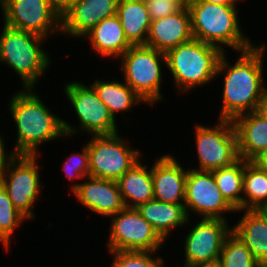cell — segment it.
Instances as JSON below:
<instances>
[{
    "label": "cell",
    "instance_id": "obj_10",
    "mask_svg": "<svg viewBox=\"0 0 267 267\" xmlns=\"http://www.w3.org/2000/svg\"><path fill=\"white\" fill-rule=\"evenodd\" d=\"M195 147L198 166L191 169L212 171L232 165L239 159L237 134L232 120L218 119L214 127L196 123Z\"/></svg>",
    "mask_w": 267,
    "mask_h": 267
},
{
    "label": "cell",
    "instance_id": "obj_25",
    "mask_svg": "<svg viewBox=\"0 0 267 267\" xmlns=\"http://www.w3.org/2000/svg\"><path fill=\"white\" fill-rule=\"evenodd\" d=\"M91 86L100 100L108 107L115 120H117V114L131 111L139 103H146L128 84L121 80L112 78V81H109L96 78Z\"/></svg>",
    "mask_w": 267,
    "mask_h": 267
},
{
    "label": "cell",
    "instance_id": "obj_17",
    "mask_svg": "<svg viewBox=\"0 0 267 267\" xmlns=\"http://www.w3.org/2000/svg\"><path fill=\"white\" fill-rule=\"evenodd\" d=\"M186 169L175 155L167 153L158 157L152 164L154 199L165 203L184 204L188 167Z\"/></svg>",
    "mask_w": 267,
    "mask_h": 267
},
{
    "label": "cell",
    "instance_id": "obj_31",
    "mask_svg": "<svg viewBox=\"0 0 267 267\" xmlns=\"http://www.w3.org/2000/svg\"><path fill=\"white\" fill-rule=\"evenodd\" d=\"M62 172L65 173V178L73 182L69 193H72L81 183H75L74 181L84 179L89 176V154L87 145L82 146L81 152L75 151L73 154H69L63 162ZM75 179V180H74Z\"/></svg>",
    "mask_w": 267,
    "mask_h": 267
},
{
    "label": "cell",
    "instance_id": "obj_9",
    "mask_svg": "<svg viewBox=\"0 0 267 267\" xmlns=\"http://www.w3.org/2000/svg\"><path fill=\"white\" fill-rule=\"evenodd\" d=\"M38 158L41 157L39 155H15L0 176V183L7 190L13 205L28 221L36 219L33 207L41 197L39 195L42 187H45L40 181Z\"/></svg>",
    "mask_w": 267,
    "mask_h": 267
},
{
    "label": "cell",
    "instance_id": "obj_3",
    "mask_svg": "<svg viewBox=\"0 0 267 267\" xmlns=\"http://www.w3.org/2000/svg\"><path fill=\"white\" fill-rule=\"evenodd\" d=\"M193 38L221 48H231L237 54L254 46L251 38L241 30L237 6L212 4L202 0H189Z\"/></svg>",
    "mask_w": 267,
    "mask_h": 267
},
{
    "label": "cell",
    "instance_id": "obj_35",
    "mask_svg": "<svg viewBox=\"0 0 267 267\" xmlns=\"http://www.w3.org/2000/svg\"><path fill=\"white\" fill-rule=\"evenodd\" d=\"M261 115L267 118V86H265L257 110Z\"/></svg>",
    "mask_w": 267,
    "mask_h": 267
},
{
    "label": "cell",
    "instance_id": "obj_12",
    "mask_svg": "<svg viewBox=\"0 0 267 267\" xmlns=\"http://www.w3.org/2000/svg\"><path fill=\"white\" fill-rule=\"evenodd\" d=\"M3 23L44 38L61 35V18L49 0H0ZM58 33V35H57Z\"/></svg>",
    "mask_w": 267,
    "mask_h": 267
},
{
    "label": "cell",
    "instance_id": "obj_18",
    "mask_svg": "<svg viewBox=\"0 0 267 267\" xmlns=\"http://www.w3.org/2000/svg\"><path fill=\"white\" fill-rule=\"evenodd\" d=\"M192 38L190 12L183 6L172 15L151 21L145 45L166 54Z\"/></svg>",
    "mask_w": 267,
    "mask_h": 267
},
{
    "label": "cell",
    "instance_id": "obj_7",
    "mask_svg": "<svg viewBox=\"0 0 267 267\" xmlns=\"http://www.w3.org/2000/svg\"><path fill=\"white\" fill-rule=\"evenodd\" d=\"M63 90L80 125L79 127L72 126L70 122L63 120L67 138L73 137L81 131L90 136L118 133L116 120L91 85L86 86L83 82L70 81L64 85Z\"/></svg>",
    "mask_w": 267,
    "mask_h": 267
},
{
    "label": "cell",
    "instance_id": "obj_1",
    "mask_svg": "<svg viewBox=\"0 0 267 267\" xmlns=\"http://www.w3.org/2000/svg\"><path fill=\"white\" fill-rule=\"evenodd\" d=\"M263 41L248 50L240 51L236 62L231 63L225 52L219 62L216 79L222 74V108L218 119L234 120L236 117L258 110L266 86L264 55L267 45ZM221 74V75H220ZM264 75V76H263Z\"/></svg>",
    "mask_w": 267,
    "mask_h": 267
},
{
    "label": "cell",
    "instance_id": "obj_16",
    "mask_svg": "<svg viewBox=\"0 0 267 267\" xmlns=\"http://www.w3.org/2000/svg\"><path fill=\"white\" fill-rule=\"evenodd\" d=\"M72 192L85 208L109 218L125 208L117 181L94 177H85Z\"/></svg>",
    "mask_w": 267,
    "mask_h": 267
},
{
    "label": "cell",
    "instance_id": "obj_29",
    "mask_svg": "<svg viewBox=\"0 0 267 267\" xmlns=\"http://www.w3.org/2000/svg\"><path fill=\"white\" fill-rule=\"evenodd\" d=\"M219 260L222 267H262L233 232L225 238Z\"/></svg>",
    "mask_w": 267,
    "mask_h": 267
},
{
    "label": "cell",
    "instance_id": "obj_28",
    "mask_svg": "<svg viewBox=\"0 0 267 267\" xmlns=\"http://www.w3.org/2000/svg\"><path fill=\"white\" fill-rule=\"evenodd\" d=\"M28 220L13 205L7 190L0 183V242L5 252H10L11 239L14 231L19 229L23 222Z\"/></svg>",
    "mask_w": 267,
    "mask_h": 267
},
{
    "label": "cell",
    "instance_id": "obj_24",
    "mask_svg": "<svg viewBox=\"0 0 267 267\" xmlns=\"http://www.w3.org/2000/svg\"><path fill=\"white\" fill-rule=\"evenodd\" d=\"M117 16L127 40L132 45H145L151 19L144 0H119Z\"/></svg>",
    "mask_w": 267,
    "mask_h": 267
},
{
    "label": "cell",
    "instance_id": "obj_14",
    "mask_svg": "<svg viewBox=\"0 0 267 267\" xmlns=\"http://www.w3.org/2000/svg\"><path fill=\"white\" fill-rule=\"evenodd\" d=\"M198 219L195 225L190 224L193 226L190 230L187 228L189 233H186L183 240L182 267L219 259L225 238L232 232V225L227 220Z\"/></svg>",
    "mask_w": 267,
    "mask_h": 267
},
{
    "label": "cell",
    "instance_id": "obj_4",
    "mask_svg": "<svg viewBox=\"0 0 267 267\" xmlns=\"http://www.w3.org/2000/svg\"><path fill=\"white\" fill-rule=\"evenodd\" d=\"M1 29L0 63L16 72L23 89L35 88L52 63V57L42 47L47 39L4 23Z\"/></svg>",
    "mask_w": 267,
    "mask_h": 267
},
{
    "label": "cell",
    "instance_id": "obj_5",
    "mask_svg": "<svg viewBox=\"0 0 267 267\" xmlns=\"http://www.w3.org/2000/svg\"><path fill=\"white\" fill-rule=\"evenodd\" d=\"M225 52L216 46L192 38L166 53V69L178 93L192 92L216 80L218 66ZM206 84V85H205Z\"/></svg>",
    "mask_w": 267,
    "mask_h": 267
},
{
    "label": "cell",
    "instance_id": "obj_34",
    "mask_svg": "<svg viewBox=\"0 0 267 267\" xmlns=\"http://www.w3.org/2000/svg\"><path fill=\"white\" fill-rule=\"evenodd\" d=\"M77 0H49L52 9L62 18Z\"/></svg>",
    "mask_w": 267,
    "mask_h": 267
},
{
    "label": "cell",
    "instance_id": "obj_27",
    "mask_svg": "<svg viewBox=\"0 0 267 267\" xmlns=\"http://www.w3.org/2000/svg\"><path fill=\"white\" fill-rule=\"evenodd\" d=\"M222 196L235 209L242 210L244 159L232 165L212 170Z\"/></svg>",
    "mask_w": 267,
    "mask_h": 267
},
{
    "label": "cell",
    "instance_id": "obj_32",
    "mask_svg": "<svg viewBox=\"0 0 267 267\" xmlns=\"http://www.w3.org/2000/svg\"><path fill=\"white\" fill-rule=\"evenodd\" d=\"M152 21L167 17L187 6L189 0H144Z\"/></svg>",
    "mask_w": 267,
    "mask_h": 267
},
{
    "label": "cell",
    "instance_id": "obj_15",
    "mask_svg": "<svg viewBox=\"0 0 267 267\" xmlns=\"http://www.w3.org/2000/svg\"><path fill=\"white\" fill-rule=\"evenodd\" d=\"M118 1L77 0L61 18V36L82 40L103 19L117 15Z\"/></svg>",
    "mask_w": 267,
    "mask_h": 267
},
{
    "label": "cell",
    "instance_id": "obj_22",
    "mask_svg": "<svg viewBox=\"0 0 267 267\" xmlns=\"http://www.w3.org/2000/svg\"><path fill=\"white\" fill-rule=\"evenodd\" d=\"M136 209L165 241L172 236V230L185 227L186 223L191 221L184 204H171L152 199Z\"/></svg>",
    "mask_w": 267,
    "mask_h": 267
},
{
    "label": "cell",
    "instance_id": "obj_23",
    "mask_svg": "<svg viewBox=\"0 0 267 267\" xmlns=\"http://www.w3.org/2000/svg\"><path fill=\"white\" fill-rule=\"evenodd\" d=\"M138 161L117 182L126 208H137L139 205L154 199L152 165Z\"/></svg>",
    "mask_w": 267,
    "mask_h": 267
},
{
    "label": "cell",
    "instance_id": "obj_30",
    "mask_svg": "<svg viewBox=\"0 0 267 267\" xmlns=\"http://www.w3.org/2000/svg\"><path fill=\"white\" fill-rule=\"evenodd\" d=\"M108 253L113 257L110 267H164L166 265L161 255H154L158 252L112 251Z\"/></svg>",
    "mask_w": 267,
    "mask_h": 267
},
{
    "label": "cell",
    "instance_id": "obj_33",
    "mask_svg": "<svg viewBox=\"0 0 267 267\" xmlns=\"http://www.w3.org/2000/svg\"><path fill=\"white\" fill-rule=\"evenodd\" d=\"M2 136L3 135L0 134V176L7 168L9 161L15 156L12 150H7L5 140Z\"/></svg>",
    "mask_w": 267,
    "mask_h": 267
},
{
    "label": "cell",
    "instance_id": "obj_26",
    "mask_svg": "<svg viewBox=\"0 0 267 267\" xmlns=\"http://www.w3.org/2000/svg\"><path fill=\"white\" fill-rule=\"evenodd\" d=\"M267 210V171L244 160L242 210Z\"/></svg>",
    "mask_w": 267,
    "mask_h": 267
},
{
    "label": "cell",
    "instance_id": "obj_20",
    "mask_svg": "<svg viewBox=\"0 0 267 267\" xmlns=\"http://www.w3.org/2000/svg\"><path fill=\"white\" fill-rule=\"evenodd\" d=\"M244 212L232 226V232L250 249L262 267H267V210H236Z\"/></svg>",
    "mask_w": 267,
    "mask_h": 267
},
{
    "label": "cell",
    "instance_id": "obj_6",
    "mask_svg": "<svg viewBox=\"0 0 267 267\" xmlns=\"http://www.w3.org/2000/svg\"><path fill=\"white\" fill-rule=\"evenodd\" d=\"M119 60L122 80L144 99L147 106L154 107L165 99L161 90L165 75L162 68L167 67L165 53L146 45H132Z\"/></svg>",
    "mask_w": 267,
    "mask_h": 267
},
{
    "label": "cell",
    "instance_id": "obj_38",
    "mask_svg": "<svg viewBox=\"0 0 267 267\" xmlns=\"http://www.w3.org/2000/svg\"><path fill=\"white\" fill-rule=\"evenodd\" d=\"M261 168L265 169L267 171V150H265L263 153H261L255 160Z\"/></svg>",
    "mask_w": 267,
    "mask_h": 267
},
{
    "label": "cell",
    "instance_id": "obj_19",
    "mask_svg": "<svg viewBox=\"0 0 267 267\" xmlns=\"http://www.w3.org/2000/svg\"><path fill=\"white\" fill-rule=\"evenodd\" d=\"M237 134L239 158L254 161L267 150V118L258 111L246 113L233 120Z\"/></svg>",
    "mask_w": 267,
    "mask_h": 267
},
{
    "label": "cell",
    "instance_id": "obj_13",
    "mask_svg": "<svg viewBox=\"0 0 267 267\" xmlns=\"http://www.w3.org/2000/svg\"><path fill=\"white\" fill-rule=\"evenodd\" d=\"M184 206L188 218L193 217L194 213L199 218L228 220L225 214L236 212L222 196L212 171L191 168H188L185 182Z\"/></svg>",
    "mask_w": 267,
    "mask_h": 267
},
{
    "label": "cell",
    "instance_id": "obj_37",
    "mask_svg": "<svg viewBox=\"0 0 267 267\" xmlns=\"http://www.w3.org/2000/svg\"><path fill=\"white\" fill-rule=\"evenodd\" d=\"M187 267H222L219 259L214 261L198 262Z\"/></svg>",
    "mask_w": 267,
    "mask_h": 267
},
{
    "label": "cell",
    "instance_id": "obj_36",
    "mask_svg": "<svg viewBox=\"0 0 267 267\" xmlns=\"http://www.w3.org/2000/svg\"><path fill=\"white\" fill-rule=\"evenodd\" d=\"M212 4L226 5V6H238V3L243 0H202Z\"/></svg>",
    "mask_w": 267,
    "mask_h": 267
},
{
    "label": "cell",
    "instance_id": "obj_11",
    "mask_svg": "<svg viewBox=\"0 0 267 267\" xmlns=\"http://www.w3.org/2000/svg\"><path fill=\"white\" fill-rule=\"evenodd\" d=\"M108 241L112 251L159 252L166 242L136 208H124L110 216Z\"/></svg>",
    "mask_w": 267,
    "mask_h": 267
},
{
    "label": "cell",
    "instance_id": "obj_8",
    "mask_svg": "<svg viewBox=\"0 0 267 267\" xmlns=\"http://www.w3.org/2000/svg\"><path fill=\"white\" fill-rule=\"evenodd\" d=\"M121 134L91 135L87 139L89 176L117 181L141 159L142 153L133 149ZM131 147V148H130Z\"/></svg>",
    "mask_w": 267,
    "mask_h": 267
},
{
    "label": "cell",
    "instance_id": "obj_21",
    "mask_svg": "<svg viewBox=\"0 0 267 267\" xmlns=\"http://www.w3.org/2000/svg\"><path fill=\"white\" fill-rule=\"evenodd\" d=\"M82 38L89 41L93 52L104 59H119L132 46L117 15L103 19Z\"/></svg>",
    "mask_w": 267,
    "mask_h": 267
},
{
    "label": "cell",
    "instance_id": "obj_2",
    "mask_svg": "<svg viewBox=\"0 0 267 267\" xmlns=\"http://www.w3.org/2000/svg\"><path fill=\"white\" fill-rule=\"evenodd\" d=\"M35 89H19L9 98L8 113L17 130L16 143L10 149L15 155H39L41 144L59 138L67 140L63 118L53 113Z\"/></svg>",
    "mask_w": 267,
    "mask_h": 267
}]
</instances>
